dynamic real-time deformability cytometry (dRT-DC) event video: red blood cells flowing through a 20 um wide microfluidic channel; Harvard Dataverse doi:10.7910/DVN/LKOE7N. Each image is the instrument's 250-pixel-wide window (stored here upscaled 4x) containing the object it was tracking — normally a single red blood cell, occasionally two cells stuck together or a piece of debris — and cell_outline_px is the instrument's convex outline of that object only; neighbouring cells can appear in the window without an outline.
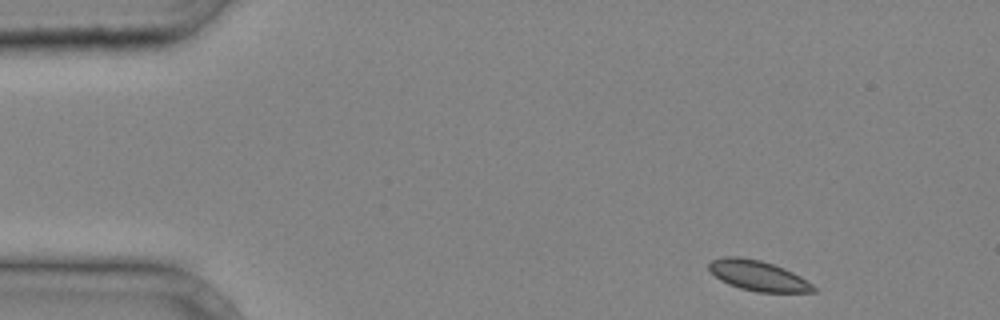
{"species": "common noctule bat (a hibernating species)", "species_latin": "Nyctalus noctula", "temperature_condition": "cold", "stored_images_in_passage": 35, "camera_frame_rate_fps": 3000, "um_per_image_px": 0.085, "animal": {"sex": "male", "body_mass_g": 20.4}, "frame": {"image": 1, "passage_image": 1, "time_ms": 0.0, "image_size_px": [1000, 320], "cell_outline_px": [[816, 292], [756, 292], [740, 288], [728, 284], [720, 280], [708, 268], [708, 264], [712, 260], [724, 256], [740, 256], [760, 260], [784, 268], [800, 276], [812, 284], [816, 288]], "centroid_in_image_um": [64.43, 23.43], "position_along_channel_um": 20.6, "area_um2": 18.38}}
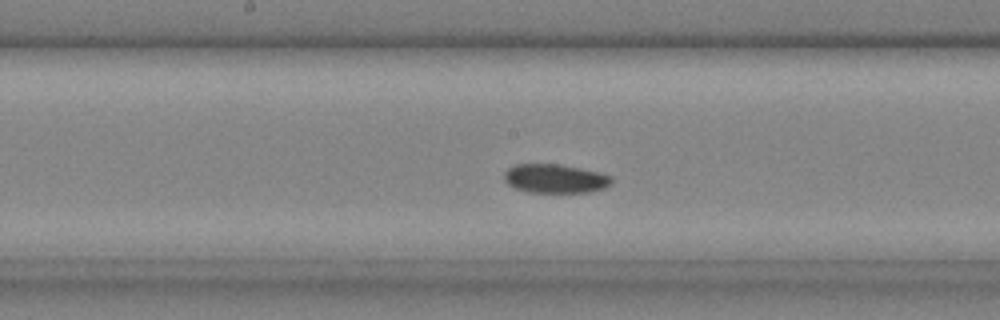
{"frame": {"image": 2, "passage_image": 17, "time_ms": 5.333, "image_size_px": [1000, 320], "cell_outline_px": [[612, 180], [604, 188], [588, 192], [528, 192], [516, 188], [508, 184], [504, 180], [504, 172], [508, 168], [516, 164], [560, 164], [580, 168], [612, 176]], "centroid_in_image_um": [47.14, 15.17], "position_along_channel_um": 201.1, "area_um2": 17.92}}
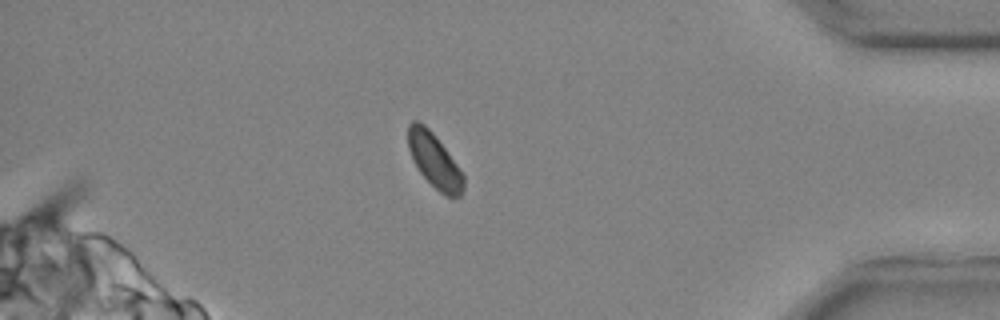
{"frame": {"image": 3, "passage_image": 31, "time_ms": 10.0, "image_size_px": [1000, 320], "cell_outline_px": [[464, 188], [460, 196], [448, 196], [440, 192], [420, 172], [408, 148], [408, 124], [412, 120], [416, 120], [424, 124], [432, 132], [456, 164], [464, 176]], "centroid_in_image_um": [36.91, 13.63], "position_along_channel_um": 398.3, "area_um2": 16.99}}